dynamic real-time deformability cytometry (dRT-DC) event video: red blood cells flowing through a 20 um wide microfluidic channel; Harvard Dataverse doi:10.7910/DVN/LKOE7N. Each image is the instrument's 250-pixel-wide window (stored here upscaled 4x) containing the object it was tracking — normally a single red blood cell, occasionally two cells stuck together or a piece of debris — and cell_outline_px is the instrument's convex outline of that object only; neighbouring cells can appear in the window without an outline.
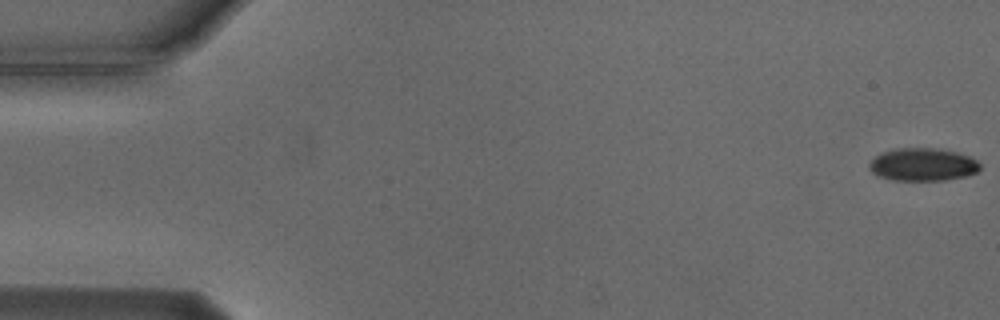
{"species": "Egyptian fruit bat (a non-hibernating species)", "species_latin": "Rousettus aegyptiacus", "temperature_condition": "cold", "stored_images_in_passage": 12, "camera_frame_rate_fps": 3000, "um_per_image_px": 0.085, "animal": {"sex": "male"}, "frame": {"image": 1, "passage_image": 1, "time_ms": 0.0, "image_size_px": [1000, 320], "cell_outline_px": [[980, 168], [976, 172], [968, 176], [944, 180], [892, 180], [880, 176], [872, 172], [868, 168], [868, 164], [876, 156], [884, 152], [896, 148], [936, 148], [956, 152], [968, 156], [976, 160], [980, 164]], "centroid_in_image_um": [78.44, 13.99], "position_along_channel_um": 6.6, "area_um2": 21.1}}